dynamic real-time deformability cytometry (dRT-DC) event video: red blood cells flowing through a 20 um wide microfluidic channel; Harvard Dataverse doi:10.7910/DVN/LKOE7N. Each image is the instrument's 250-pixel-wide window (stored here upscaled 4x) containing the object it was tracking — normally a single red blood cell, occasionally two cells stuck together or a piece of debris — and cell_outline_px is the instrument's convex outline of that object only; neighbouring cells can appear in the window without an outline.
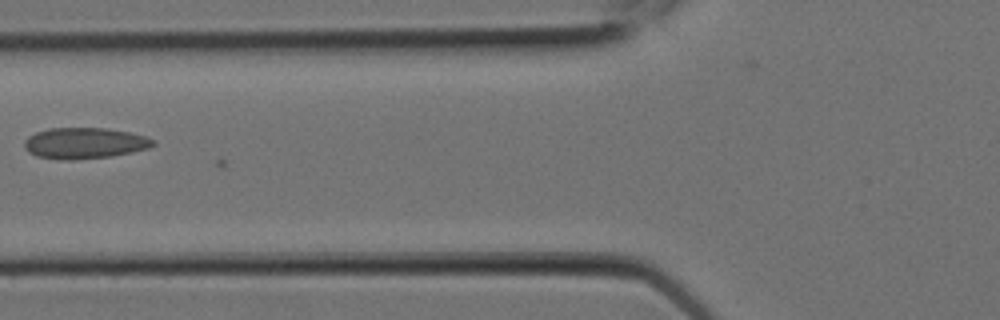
{"species": "Egyptian fruit bat (a non-hibernating species)", "species_latin": "Rousettus aegyptiacus", "temperature_condition": "room temperature", "stored_images_in_passage": 6, "camera_frame_rate_fps": 3000, "um_per_image_px": 0.085, "animal": {"sex": "female"}, "frame": {"image": 1, "passage_image": 4, "time_ms": 1.0, "image_size_px": [1000, 320], "cell_outline_px": [[156, 144], [148, 148], [132, 152], [112, 156], [76, 160], [68, 160], [36, 156], [28, 152], [24, 148], [24, 140], [28, 136], [36, 132], [48, 128], [108, 128], [128, 132], [144, 136], [156, 140]], "centroid_in_image_um": [7.18, 12.17], "position_along_channel_um": 118.6, "area_um2": 23.41}}